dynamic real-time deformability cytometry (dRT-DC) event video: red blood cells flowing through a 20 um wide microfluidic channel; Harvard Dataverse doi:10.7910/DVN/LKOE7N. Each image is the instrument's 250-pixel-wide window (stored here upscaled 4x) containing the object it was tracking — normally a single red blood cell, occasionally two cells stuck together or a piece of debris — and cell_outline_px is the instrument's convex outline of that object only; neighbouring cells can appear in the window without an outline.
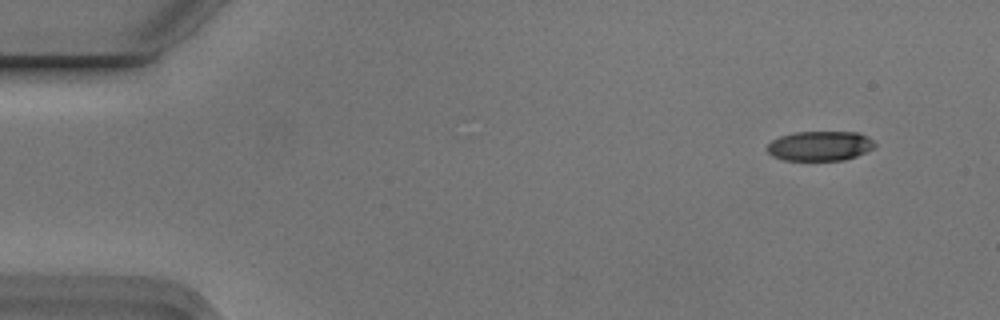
{"species": "Egyptian fruit bat (a non-hibernating species)", "species_latin": "Rousettus aegyptiacus", "temperature_condition": "cold", "stored_images_in_passage": 4, "camera_frame_rate_fps": 3000, "um_per_image_px": 0.085, "animal": {"sex": "male"}, "frame": {"image": 1, "passage_image": 1, "time_ms": 0.0, "image_size_px": [1000, 320], "cell_outline_px": [[876, 144], [872, 148], [856, 156], [844, 160], [784, 160], [772, 156], [764, 148], [772, 140], [780, 136], [796, 132], [856, 132], [868, 136]], "centroid_in_image_um": [69.66, 12.4], "position_along_channel_um": 15.3, "area_um2": 18.61}}
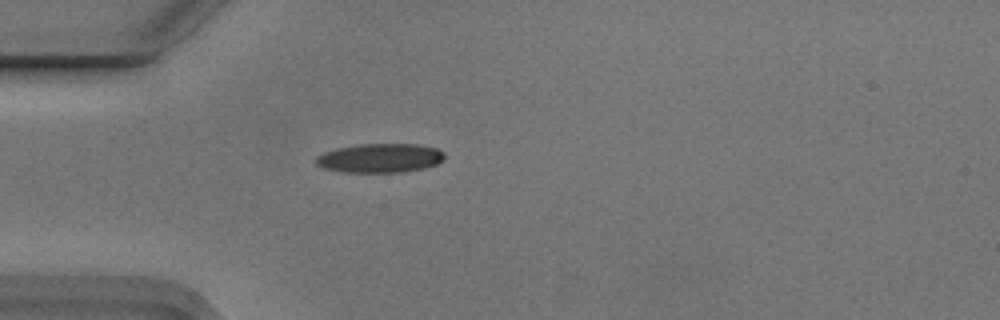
{"frame": {"image": 2, "passage_image": 4, "time_ms": 1.0, "image_size_px": [1000, 320], "cell_outline_px": [[444, 160], [436, 164], [424, 168], [400, 172], [344, 172], [324, 168], [316, 164], [316, 156], [324, 152], [336, 148], [360, 144], [416, 144], [436, 148], [444, 152]], "centroid_in_image_um": [32.3, 13.43], "position_along_channel_um": 52.7, "area_um2": 21.73}}